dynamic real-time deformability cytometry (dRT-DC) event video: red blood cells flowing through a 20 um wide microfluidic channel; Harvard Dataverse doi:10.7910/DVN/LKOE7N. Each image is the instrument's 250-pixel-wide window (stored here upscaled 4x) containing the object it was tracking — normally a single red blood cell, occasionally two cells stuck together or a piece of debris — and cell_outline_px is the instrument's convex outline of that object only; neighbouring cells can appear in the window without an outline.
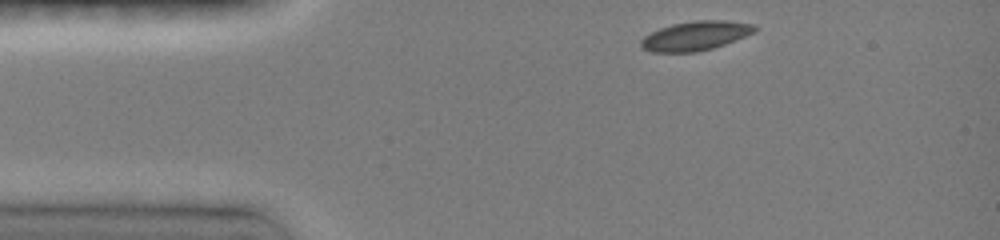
{"species": "common noctule bat (a hibernating species)", "species_latin": "Nyctalus noctula", "temperature_condition": "room temperature", "stored_images_in_passage": 11, "camera_frame_rate_fps": 3000, "um_per_image_px": 0.085, "animal": {"sex": "female", "body_mass_g": 19.0, "forearm_length_mm": 51.5}, "frame": {"image": 1, "passage_image": 1, "time_ms": 0.0, "image_size_px": [1000, 240], "cell_outline_px": [[756, 32], [724, 44], [712, 48], [696, 52], [652, 52], [644, 48], [640, 44], [640, 40], [644, 36], [660, 28], [672, 24], [692, 20], [728, 20], [756, 24]], "centroid_in_image_um": [59.14, 3.03], "position_along_channel_um": 25.9, "area_um2": 19.42}}
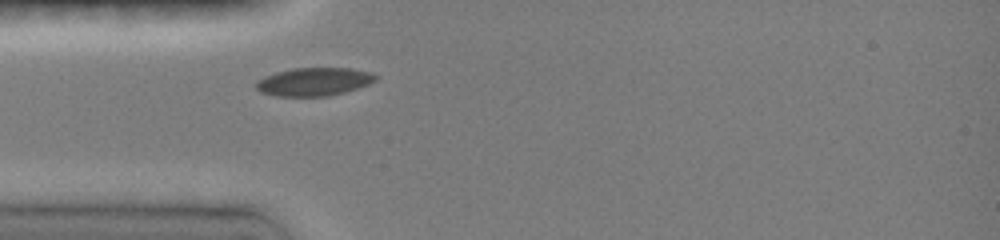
{"frame": {"image": 2, "passage_image": 5, "time_ms": 2.0, "image_size_px": [1000, 240], "cell_outline_px": [[380, 76], [376, 80], [368, 84], [344, 92], [328, 96], [276, 96], [260, 92], [256, 88], [256, 80], [264, 76], [276, 72], [292, 68], [352, 68], [372, 72]], "centroid_in_image_um": [26.69, 6.93], "position_along_channel_um": 58.3, "area_um2": 19.77}}
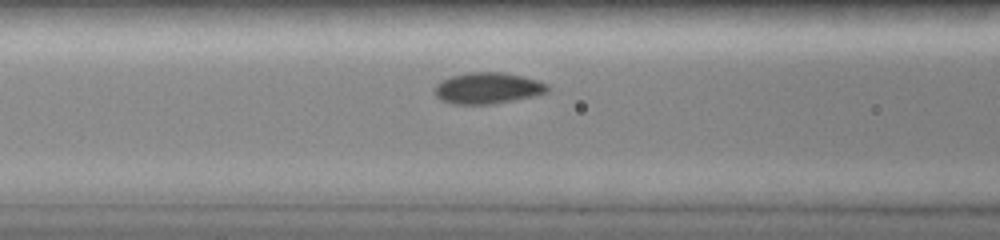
{"frame": {"image": 3, "passage_image": 10, "time_ms": 3.667, "image_size_px": [1000, 240], "cell_outline_px": [[548, 92], [516, 100], [496, 104], [452, 104], [440, 100], [432, 92], [432, 88], [440, 80], [452, 76], [468, 72], [504, 72], [524, 76], [548, 84]], "centroid_in_image_um": [41.4, 7.49], "position_along_channel_um": 125.2, "area_um2": 20.92}}